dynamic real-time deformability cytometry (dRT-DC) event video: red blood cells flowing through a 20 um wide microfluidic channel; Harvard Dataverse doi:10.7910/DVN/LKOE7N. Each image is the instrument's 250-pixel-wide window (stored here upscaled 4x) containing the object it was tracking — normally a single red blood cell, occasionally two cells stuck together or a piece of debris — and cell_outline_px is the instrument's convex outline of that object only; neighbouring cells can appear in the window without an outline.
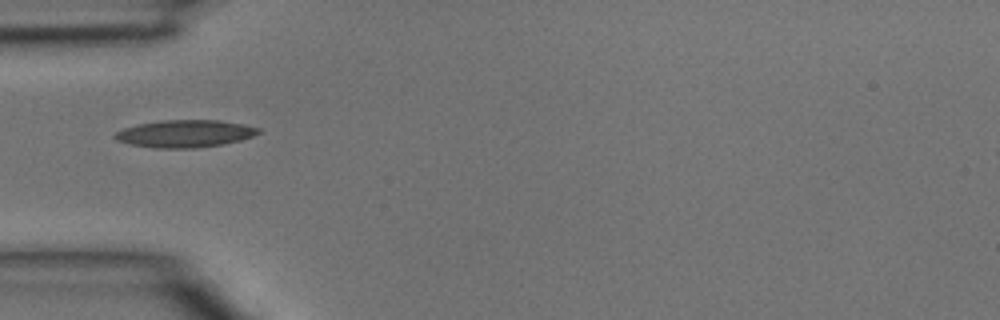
{"species": "common noctule bat (a hibernating species)", "species_latin": "Nyctalus noctula", "temperature_condition": "room temperature", "stored_images_in_passage": 4, "camera_frame_rate_fps": 3000, "um_per_image_px": 0.085, "animal": {"sex": "male", "body_mass_g": 15.6}, "frame": {"image": 1, "passage_image": 3, "time_ms": 0.667, "image_size_px": [1000, 320], "cell_outline_px": [[260, 132], [252, 136], [240, 140], [220, 144], [196, 148], [156, 148], [128, 144], [116, 140], [112, 136], [116, 132], [124, 128], [140, 124], [164, 120], [220, 120], [244, 124], [260, 128]], "centroid_in_image_um": [15.71, 11.36], "position_along_channel_um": 69.3, "area_um2": 22.77}}